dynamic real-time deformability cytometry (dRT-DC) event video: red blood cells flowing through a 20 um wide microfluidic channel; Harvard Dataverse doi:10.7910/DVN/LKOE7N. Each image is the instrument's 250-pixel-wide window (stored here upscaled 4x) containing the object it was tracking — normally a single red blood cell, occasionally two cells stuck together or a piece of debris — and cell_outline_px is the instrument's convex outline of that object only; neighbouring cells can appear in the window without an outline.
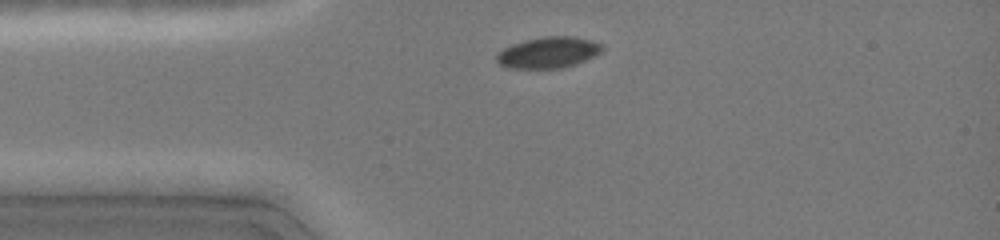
{"species": "common noctule bat (a hibernating species)", "species_latin": "Nyctalus noctula", "temperature_condition": "cold", "stored_images_in_passage": 26, "camera_frame_rate_fps": 3000, "um_per_image_px": 0.085, "animal": {"sex": "female", "body_mass_g": 19.0, "forearm_length_mm": 51.5}, "frame": {"image": 1, "passage_image": 2, "time_ms": 0.333, "image_size_px": [1000, 240], "cell_outline_px": [[604, 48], [596, 56], [576, 64], [560, 68], [508, 68], [500, 64], [496, 60], [496, 56], [504, 48], [512, 44], [524, 40], [544, 36], [576, 36], [592, 40], [604, 44]], "centroid_in_image_um": [46.66, 4.45], "position_along_channel_um": 38.3, "area_um2": 19.31}}
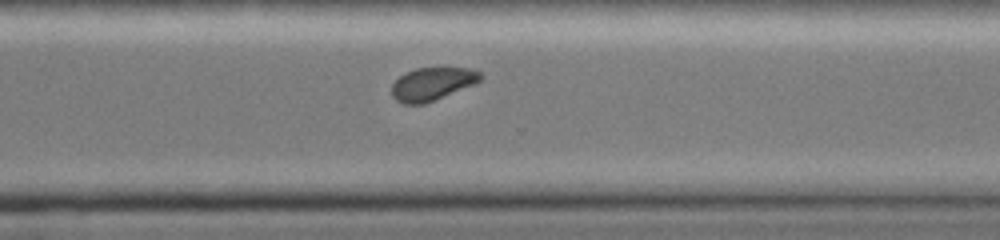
{"frame": {"image": 2, "passage_image": 19, "time_ms": 8.0, "image_size_px": [1000, 240], "cell_outline_px": [[484, 76], [476, 84], [424, 104], [404, 104], [396, 100], [392, 96], [392, 84], [404, 72], [416, 68], [472, 68], [480, 72]], "centroid_in_image_um": [36.76, 7.13], "position_along_channel_um": 333.8, "area_um2": 17.17}}
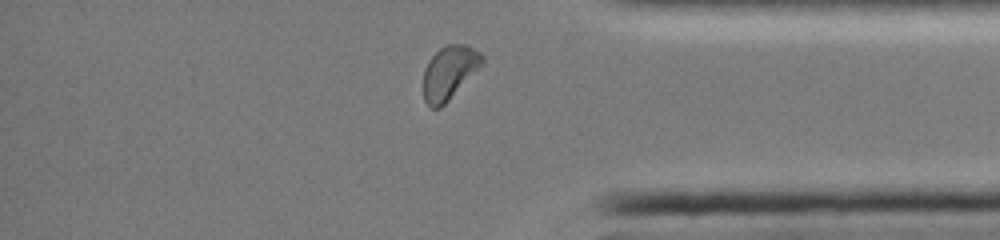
{"frame": {"image": 3, "passage_image": 24, "time_ms": 9.667, "image_size_px": [1000, 240], "cell_outline_px": [[484, 60], [448, 100], [440, 108], [432, 108], [424, 100], [424, 72], [428, 60], [440, 48], [448, 44], [468, 44], [480, 52], [484, 56]], "centroid_in_image_um": [38.17, 6.13], "position_along_channel_um": 397.0, "area_um2": 17.74}, "authors_computed_cell_mechanics": {"area_um2": 18.9873, "velocity_mm_per_s": 4.0887, "shape_relaxation_time_tau1_ms": 1.6686, "shape_relaxation_time_tau2_ms": null, "deformation_change_tau1": 0.0577, "deformation_change_tau2": null}}